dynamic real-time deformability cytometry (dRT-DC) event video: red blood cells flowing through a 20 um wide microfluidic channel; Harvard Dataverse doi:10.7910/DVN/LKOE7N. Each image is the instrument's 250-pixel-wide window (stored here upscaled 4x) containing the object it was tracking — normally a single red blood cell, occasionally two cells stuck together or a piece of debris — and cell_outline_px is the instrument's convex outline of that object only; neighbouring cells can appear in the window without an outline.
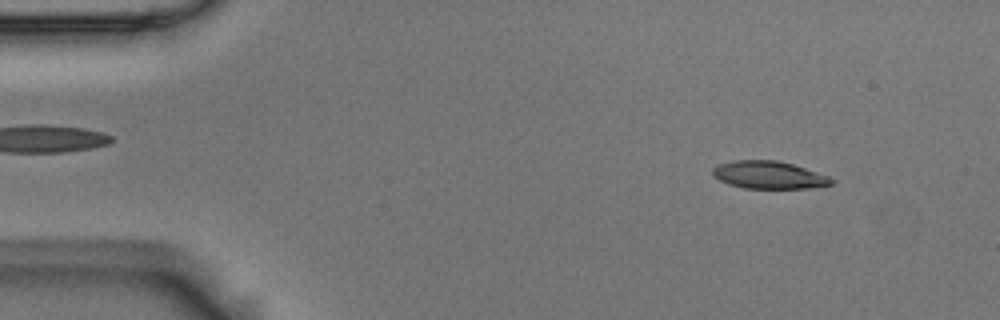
{"species": "Egyptian fruit bat (a non-hibernating species)", "species_latin": "Rousettus aegyptiacus", "temperature_condition": "room temperature", "stored_images_in_passage": 53, "camera_frame_rate_fps": 3000, "um_per_image_px": 0.085, "animal": {"sex": "male"}, "frame": {"image": 1, "passage_image": 5, "time_ms": 1.333, "image_size_px": [1000, 320], "cell_outline_px": [[836, 180], [832, 184], [808, 188], [744, 188], [728, 184], [712, 176], [712, 168], [720, 164], [736, 160], [776, 160], [792, 164], [828, 176]], "centroid_in_image_um": [65.33, 14.87], "position_along_channel_um": 19.7, "area_um2": 18.96}}
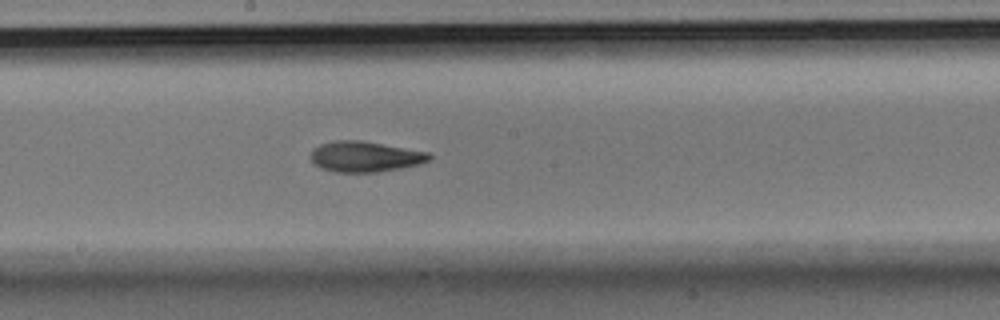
{"frame": {"image": 2, "passage_image": 28, "time_ms": 9.0, "image_size_px": [1000, 320], "cell_outline_px": [[432, 156], [428, 160], [420, 164], [400, 168], [376, 172], [336, 172], [320, 168], [312, 164], [308, 156], [312, 148], [320, 144], [332, 140], [360, 140], [428, 152]], "centroid_in_image_um": [30.93, 13.31], "position_along_channel_um": 217.3, "area_um2": 21.33}}
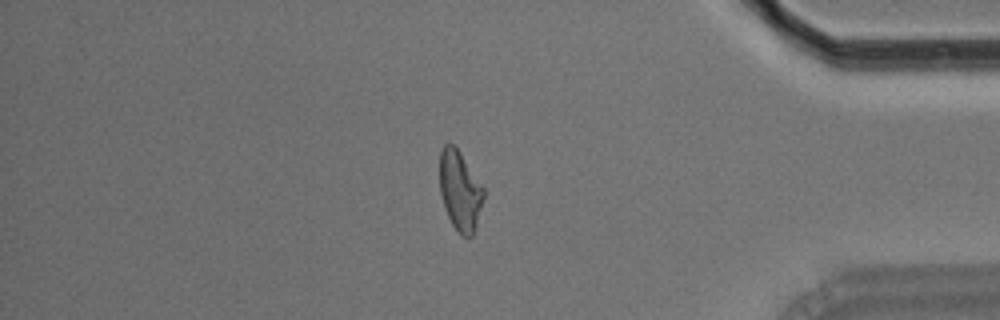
{"frame": {"image": 3, "passage_image": 45, "time_ms": 14.667, "image_size_px": [1000, 320], "cell_outline_px": [[484, 196], [476, 224], [472, 236], [460, 236], [452, 224], [444, 208], [440, 192], [440, 148], [444, 144], [452, 144], [460, 152], [484, 188]], "centroid_in_image_um": [39.08, 16.2], "position_along_channel_um": 396.1, "area_um2": 20.23}, "authors_computed_cell_mechanics": {"area_um2": 20.6346, "velocity_mm_per_s": 3.6986, "shape_relaxation_time_tau1_ms": 4.2158, "shape_relaxation_time_tau2_ms": 2.1828, "deformation_change_tau1": 0.1657, "deformation_change_tau2": 0.0972}}